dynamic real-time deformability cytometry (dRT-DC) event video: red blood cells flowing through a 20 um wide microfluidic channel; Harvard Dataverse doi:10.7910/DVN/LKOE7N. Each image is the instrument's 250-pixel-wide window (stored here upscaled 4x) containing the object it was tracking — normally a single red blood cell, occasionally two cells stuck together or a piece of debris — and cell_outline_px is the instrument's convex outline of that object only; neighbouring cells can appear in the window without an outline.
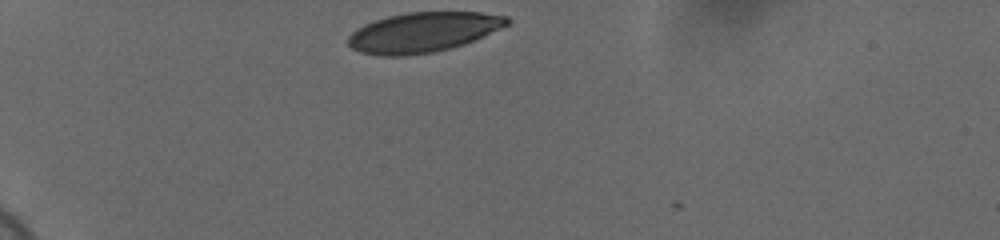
{"species": "human", "species_latin": "Homo sapiens", "temperature_condition": "cold", "stored_images_in_passage": 34, "camera_frame_rate_fps": 3000, "um_per_image_px": 0.085, "donor": {"sex": "female"}, "frame": {"image": 1, "passage_image": 1, "time_ms": 0.0, "image_size_px": [1000, 240], "cell_outline_px": [[512, 20], [508, 24], [500, 28], [464, 44], [432, 52], [408, 56], [380, 56], [360, 52], [352, 48], [348, 44], [348, 36], [356, 28], [364, 24], [388, 16], [408, 12], [480, 12], [508, 16]], "centroid_in_image_um": [35.94, 2.74], "position_along_channel_um": 49.1, "area_um2": 36.88}}
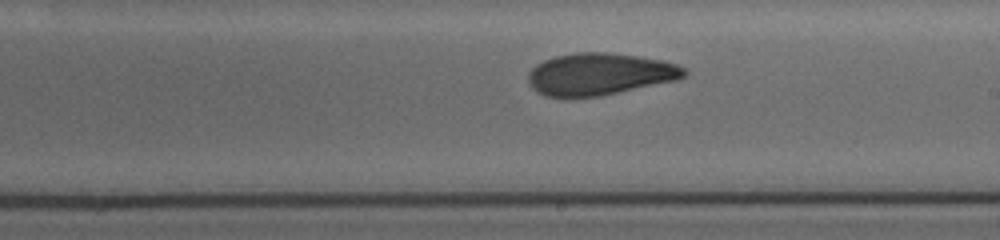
{"frame": {"image": 2, "passage_image": 20, "time_ms": 6.333, "image_size_px": [1000, 240], "cell_outline_px": [[688, 72], [684, 76], [676, 80], [600, 96], [544, 96], [536, 92], [528, 84], [528, 72], [536, 64], [544, 60], [556, 56], [576, 52], [608, 52], [640, 56], [660, 60], [676, 64], [684, 68]], "centroid_in_image_um": [50.94, 6.29], "position_along_channel_um": 238.1, "area_um2": 38.09}}
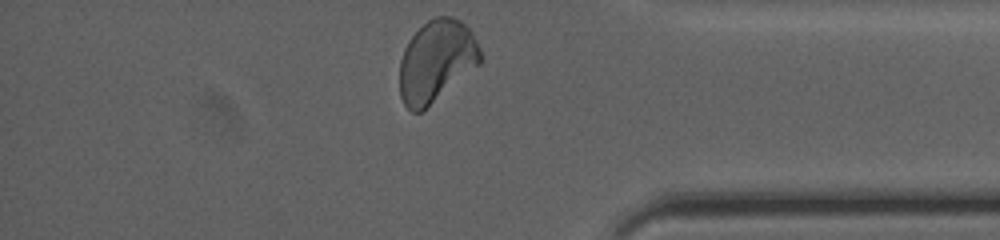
{"frame": {"image": 3, "passage_image": 34, "time_ms": 11.0, "image_size_px": [1000, 240], "cell_outline_px": [[480, 64], [420, 112], [412, 112], [404, 104], [400, 96], [400, 60], [404, 48], [408, 40], [428, 20], [436, 16], [452, 16], [460, 20], [472, 32], [480, 48]], "centroid_in_image_um": [37.08, 5.17], "position_along_channel_um": 398.1, "area_um2": 38.09}, "authors_computed_cell_mechanics": {"area_um2": 38.4948, "velocity_mm_per_s": 3.6848, "shape_relaxation_time_tau1_ms": 4.1454, "shape_relaxation_time_tau2_ms": 2.1048, "deformation_change_tau1": 0.1326, "deformation_change_tau2": 0.067}}